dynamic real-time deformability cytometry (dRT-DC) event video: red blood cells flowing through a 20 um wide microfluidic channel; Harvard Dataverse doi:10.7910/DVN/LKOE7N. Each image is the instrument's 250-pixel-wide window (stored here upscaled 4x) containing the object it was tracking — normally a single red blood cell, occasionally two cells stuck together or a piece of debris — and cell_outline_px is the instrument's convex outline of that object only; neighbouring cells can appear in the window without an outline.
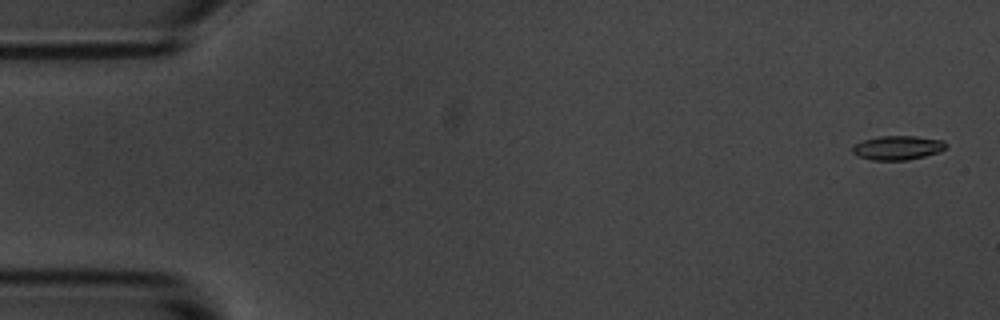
{"species": "common noctule bat (a hibernating species)", "species_latin": "Nyctalus noctula", "temperature_condition": "room temperature", "stored_images_in_passage": 4, "camera_frame_rate_fps": 3000, "um_per_image_px": 0.085, "animal": {"sex": "male", "body_mass_g": 20.1, "forearm_length_mm": 53.5}, "frame": {"image": 1, "passage_image": 1, "time_ms": 0.0, "image_size_px": [1000, 320], "cell_outline_px": [[948, 144], [940, 152], [908, 160], [872, 160], [856, 156], [852, 152], [852, 148], [856, 144], [864, 140], [880, 136], [916, 136], [944, 140]], "centroid_in_image_um": [76.32, 12.56], "position_along_channel_um": 8.7, "area_um2": 13.18}}
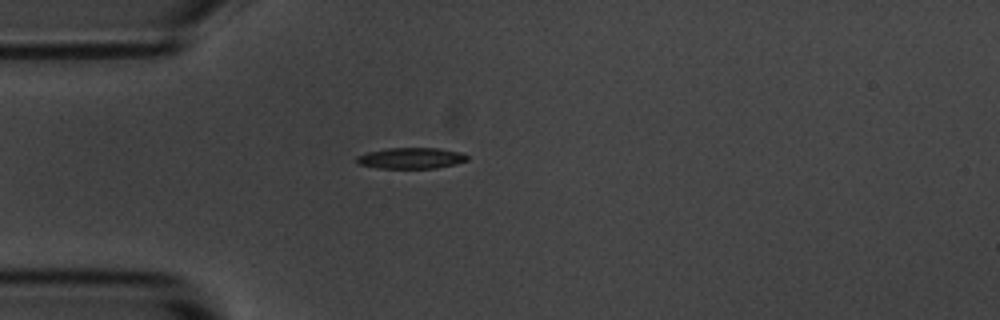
{"frame": {"image": 2, "passage_image": 4, "time_ms": 4.333, "image_size_px": [1000, 320], "cell_outline_px": [[468, 160], [456, 164], [436, 168], [380, 168], [356, 164], [356, 156], [368, 152], [388, 148], [436, 148], [460, 152], [468, 156]], "centroid_in_image_um": [34.92, 13.45], "position_along_channel_um": 50.1, "area_um2": 13.53}}